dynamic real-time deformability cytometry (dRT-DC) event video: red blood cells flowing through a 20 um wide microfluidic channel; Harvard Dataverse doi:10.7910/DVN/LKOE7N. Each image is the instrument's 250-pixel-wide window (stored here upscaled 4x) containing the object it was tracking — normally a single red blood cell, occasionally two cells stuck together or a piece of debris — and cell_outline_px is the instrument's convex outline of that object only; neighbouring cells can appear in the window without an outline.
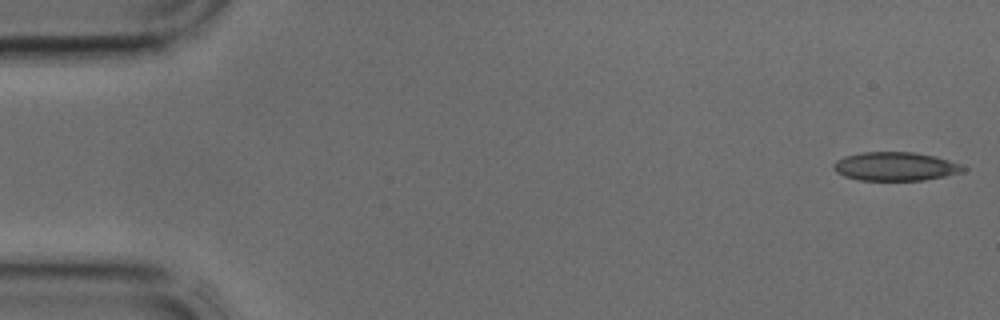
{"species": "common noctule bat (a hibernating species)", "species_latin": "Nyctalus noctula", "temperature_condition": "cold", "stored_images_in_passage": 2, "camera_frame_rate_fps": 3000, "um_per_image_px": 0.085, "animal": {"sex": "male", "body_mass_g": 17.9, "forearm_length_mm": 54.2}, "frame": {"image": 1, "passage_image": 2, "time_ms": 0.333, "image_size_px": [1000, 320], "cell_outline_px": [[968, 168], [964, 172], [924, 180], [860, 180], [844, 176], [836, 172], [832, 168], [832, 164], [836, 160], [844, 156], [864, 152], [912, 152], [936, 156], [964, 164]], "centroid_in_image_um": [76.14, 14.14], "position_along_channel_um": 8.9, "area_um2": 21.91}}